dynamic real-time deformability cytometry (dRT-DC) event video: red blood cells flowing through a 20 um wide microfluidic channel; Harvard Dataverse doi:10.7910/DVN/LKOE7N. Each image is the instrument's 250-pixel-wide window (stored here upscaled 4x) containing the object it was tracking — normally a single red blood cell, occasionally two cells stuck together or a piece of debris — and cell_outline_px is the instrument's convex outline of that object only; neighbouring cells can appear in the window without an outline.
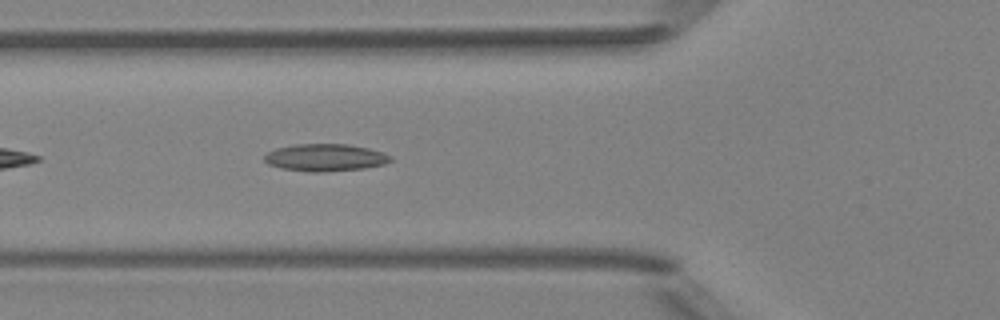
{"species": "Egyptian fruit bat (a non-hibernating species)", "species_latin": "Rousettus aegyptiacus", "temperature_condition": "room temperature", "stored_images_in_passage": 16, "camera_frame_rate_fps": 3000, "um_per_image_px": 0.085, "animal": {"sex": "female"}, "frame": {"image": 1, "passage_image": 5, "time_ms": 1.333, "image_size_px": [1000, 320], "cell_outline_px": [[392, 160], [384, 164], [364, 168], [320, 172], [308, 172], [280, 168], [268, 164], [264, 160], [264, 156], [268, 152], [276, 148], [296, 144], [348, 144], [368, 148], [384, 152], [392, 156]], "centroid_in_image_um": [27.65, 13.39], "position_along_channel_um": 98.2, "area_um2": 20.11}}
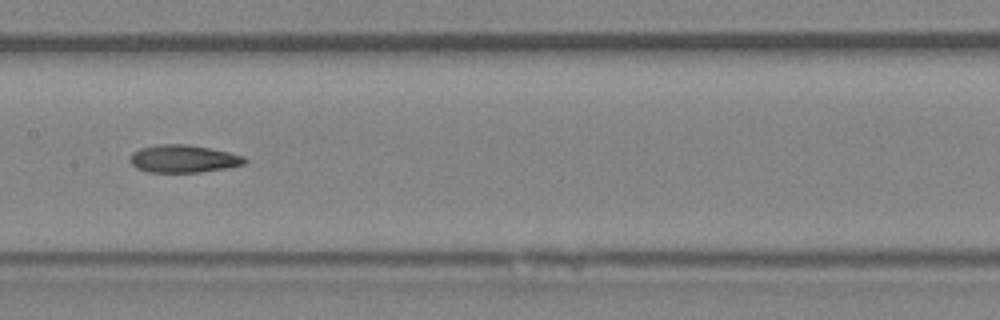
{"frame": {"image": 2, "passage_image": 12, "time_ms": 3.667, "image_size_px": [1000, 320], "cell_outline_px": [[248, 160], [244, 164], [224, 168], [200, 172], [148, 172], [136, 168], [132, 164], [132, 152], [140, 148], [156, 144], [188, 144], [228, 152], [244, 156]], "centroid_in_image_um": [15.59, 13.49], "position_along_channel_um": 191.8, "area_um2": 18.32}}